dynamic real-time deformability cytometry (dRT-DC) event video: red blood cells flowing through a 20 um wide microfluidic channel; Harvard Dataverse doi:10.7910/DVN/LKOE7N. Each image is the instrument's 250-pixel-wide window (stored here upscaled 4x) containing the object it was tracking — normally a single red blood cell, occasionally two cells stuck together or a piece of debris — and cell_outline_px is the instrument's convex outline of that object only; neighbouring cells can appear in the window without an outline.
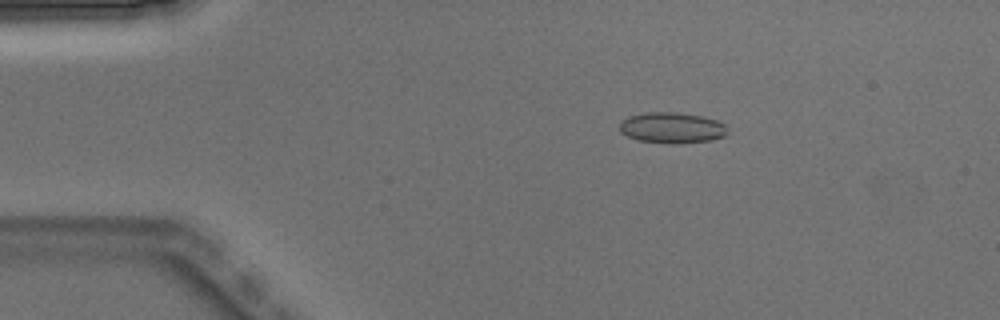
{"species": "Egyptian fruit bat (a non-hibernating species)", "species_latin": "Rousettus aegyptiacus", "temperature_condition": "warm", "stored_images_in_passage": 4, "camera_frame_rate_fps": 3000, "um_per_image_px": 0.085, "animal": {"sex": "male"}, "frame": {"image": 1, "passage_image": 3, "time_ms": 0.667, "image_size_px": [1000, 320], "cell_outline_px": [[728, 132], [724, 136], [712, 140], [672, 144], [668, 144], [636, 140], [620, 132], [620, 120], [628, 116], [644, 112], [676, 112], [704, 116], [716, 120], [724, 124]], "centroid_in_image_um": [57.08, 10.86], "position_along_channel_um": 27.9, "area_um2": 19.65}}